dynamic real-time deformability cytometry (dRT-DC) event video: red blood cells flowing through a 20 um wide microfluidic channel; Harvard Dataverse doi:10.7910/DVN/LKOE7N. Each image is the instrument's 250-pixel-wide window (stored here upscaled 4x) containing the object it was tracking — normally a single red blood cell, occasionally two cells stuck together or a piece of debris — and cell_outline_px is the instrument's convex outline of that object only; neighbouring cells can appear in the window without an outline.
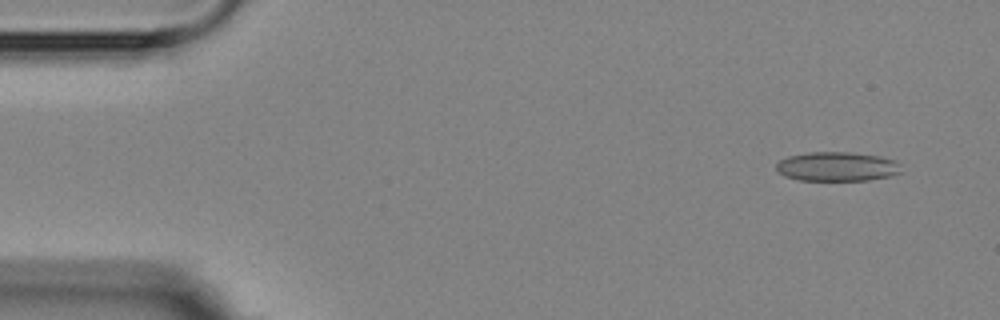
{"species": "Egyptian fruit bat (a non-hibernating species)", "species_latin": "Rousettus aegyptiacus", "temperature_condition": "room temperature", "stored_images_in_passage": 6, "camera_frame_rate_fps": 3000, "um_per_image_px": 0.085, "animal": {"sex": "female"}, "frame": {"image": 1, "passage_image": 2, "time_ms": 1.0, "image_size_px": [1000, 320], "cell_outline_px": [[900, 172], [888, 176], [868, 180], [796, 180], [784, 176], [776, 168], [776, 164], [780, 160], [788, 156], [808, 152], [848, 152], [880, 156], [892, 160], [900, 164]], "centroid_in_image_um": [71.11, 14.15], "position_along_channel_um": 13.9, "area_um2": 21.15}}
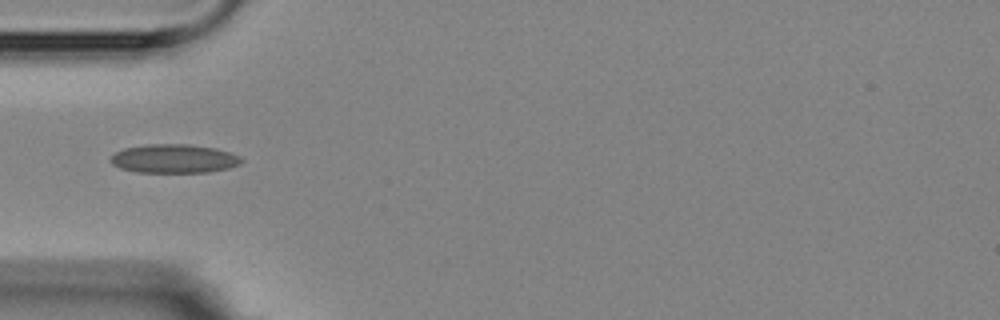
{"frame": {"image": 2, "passage_image": 5, "time_ms": 5.333, "image_size_px": [1000, 320], "cell_outline_px": [[244, 160], [240, 164], [228, 168], [208, 172], [136, 172], [120, 168], [112, 164], [112, 156], [116, 152], [124, 148], [148, 144], [188, 144], [216, 148], [240, 156]], "centroid_in_image_um": [14.81, 13.48], "position_along_channel_um": 70.2, "area_um2": 21.85}}
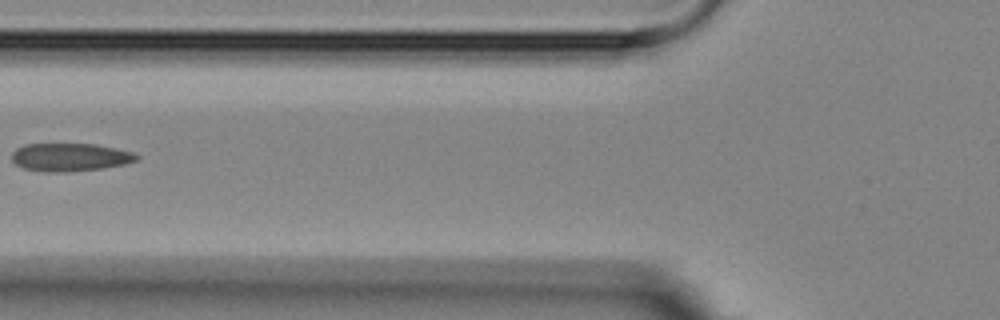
{"frame": {"image": 3, "passage_image": 6, "time_ms": 6.667, "image_size_px": [1000, 320], "cell_outline_px": [[140, 156], [136, 160], [124, 164], [100, 168], [64, 172], [44, 172], [24, 168], [16, 164], [12, 160], [12, 152], [16, 148], [24, 144], [96, 144], [116, 148], [132, 152]], "centroid_in_image_um": [5.92, 13.35], "position_along_channel_um": 119.9, "area_um2": 20.29}}